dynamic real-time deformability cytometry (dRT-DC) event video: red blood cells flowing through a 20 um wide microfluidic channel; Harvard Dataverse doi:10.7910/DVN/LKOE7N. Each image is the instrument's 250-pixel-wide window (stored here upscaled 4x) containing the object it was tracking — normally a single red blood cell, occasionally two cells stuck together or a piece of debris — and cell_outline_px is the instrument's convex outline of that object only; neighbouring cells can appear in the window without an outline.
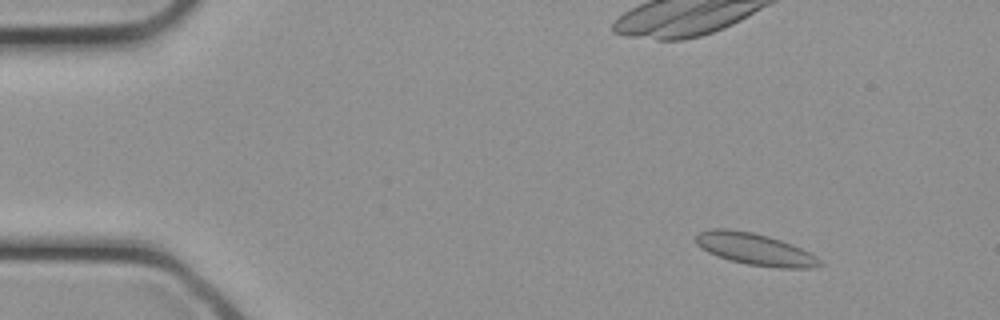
{"species": "common noctule bat (a hibernating species)", "species_latin": "Nyctalus noctula", "temperature_condition": "cold", "stored_images_in_passage": 9, "camera_frame_rate_fps": 3000, "um_per_image_px": 0.085, "animal": {"sex": "female", "body_mass_g": 21.9}, "frame": {"image": 1, "passage_image": 4, "time_ms": 1.0, "image_size_px": [1000, 320], "cell_outline_px": [[824, 264], [816, 268], [780, 268], [748, 264], [728, 260], [716, 256], [700, 248], [696, 244], [696, 236], [700, 232], [712, 228], [728, 228], [752, 232], [768, 236], [792, 244], [816, 256]], "centroid_in_image_um": [64.16, 21.18], "position_along_channel_um": 20.8, "area_um2": 23.06}}